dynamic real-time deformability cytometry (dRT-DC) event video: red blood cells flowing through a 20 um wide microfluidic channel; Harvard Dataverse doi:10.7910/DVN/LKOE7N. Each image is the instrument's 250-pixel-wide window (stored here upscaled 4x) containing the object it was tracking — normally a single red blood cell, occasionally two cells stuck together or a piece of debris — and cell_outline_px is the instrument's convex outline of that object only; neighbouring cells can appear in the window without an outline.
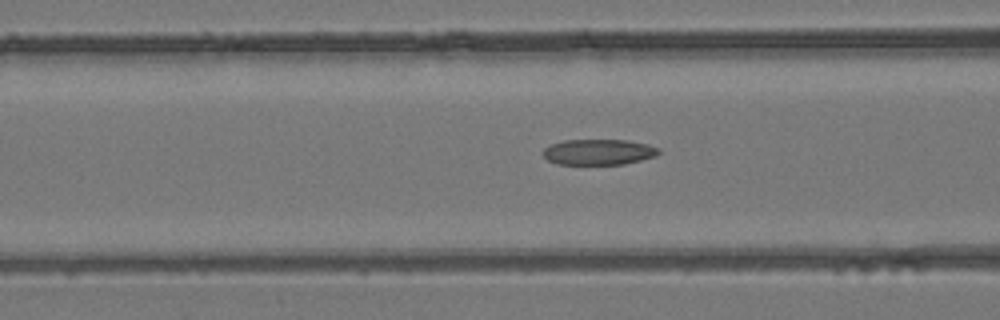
{"species": "common noctule bat (a hibernating species)", "species_latin": "Nyctalus noctula", "temperature_condition": "room temperature", "stored_images_in_passage": 43, "camera_frame_rate_fps": 3000, "um_per_image_px": 0.085, "animal": {"sex": "female", "body_mass_g": 24.6, "forearm_length_mm": 56.2}, "frame": {"image": 1, "passage_image": 15, "time_ms": 4.667, "image_size_px": [1000, 320], "cell_outline_px": [[660, 152], [656, 156], [624, 164], [556, 164], [548, 160], [540, 152], [544, 148], [552, 144], [564, 140], [628, 140], [648, 144], [660, 148]], "centroid_in_image_um": [50.88, 12.92], "position_along_channel_um": 115.7, "area_um2": 17.4}}
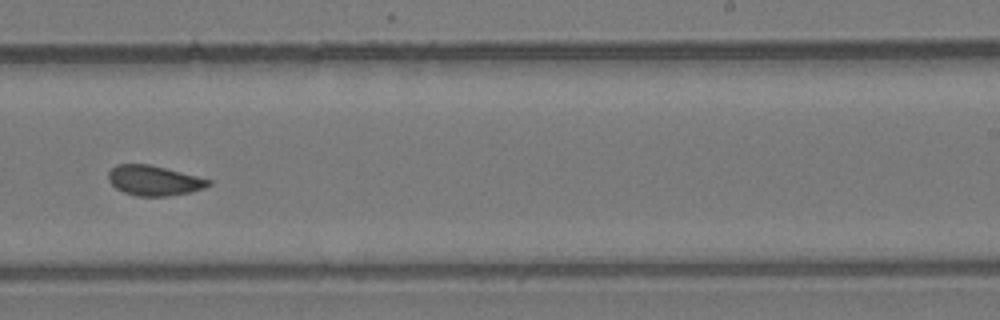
{"frame": {"image": 2, "passage_image": 25, "time_ms": 8.0, "image_size_px": [1000, 320], "cell_outline_px": [[212, 184], [204, 188], [188, 192], [168, 196], [136, 196], [124, 192], [116, 188], [108, 180], [108, 172], [116, 164], [148, 164], [212, 180]], "centroid_in_image_um": [13.07, 15.35], "position_along_channel_um": 275.9, "area_um2": 17.34}}
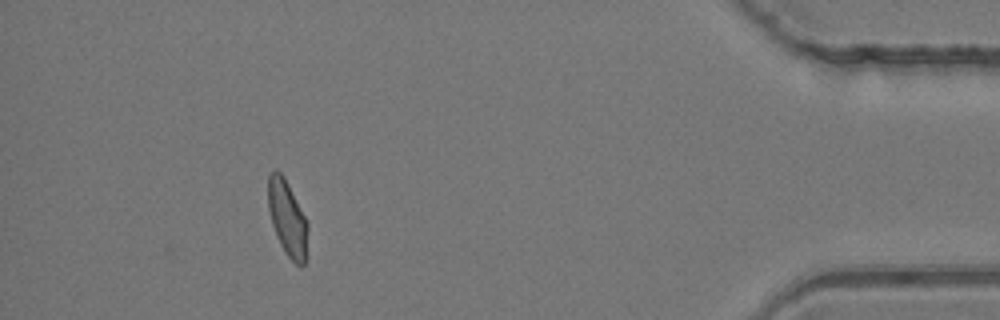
{"frame": {"image": 3, "passage_image": 39, "time_ms": 12.667, "image_size_px": [1000, 320], "cell_outline_px": [[308, 228], [304, 264], [300, 268], [288, 256], [280, 244], [276, 236], [272, 224], [268, 208], [268, 176], [276, 168], [284, 176], [308, 224]], "centroid_in_image_um": [24.41, 18.54], "position_along_channel_um": 410.8, "area_um2": 17.22}, "authors_computed_cell_mechanics": {"area_um2": 17.6868, "velocity_mm_per_s": 4.1322, "shape_relaxation_time_tau1_ms": 3.3804, "shape_relaxation_time_tau2_ms": 0.7053, "deformation_change_tau1": 0.1247, "deformation_change_tau2": 0.0716}}